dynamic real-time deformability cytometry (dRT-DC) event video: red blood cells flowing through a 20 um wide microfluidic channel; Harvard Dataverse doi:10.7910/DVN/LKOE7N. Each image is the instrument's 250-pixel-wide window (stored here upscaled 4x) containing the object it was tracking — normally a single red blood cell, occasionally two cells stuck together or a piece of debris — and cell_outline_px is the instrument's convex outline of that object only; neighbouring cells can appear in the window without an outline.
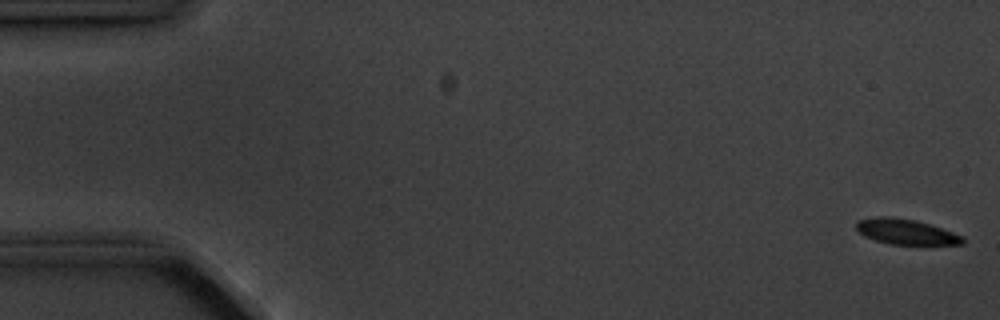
{"species": "common noctule bat (a hibernating species)", "species_latin": "Nyctalus noctula", "temperature_condition": "cold", "stored_images_in_passage": 15, "camera_frame_rate_fps": 3000, "um_per_image_px": 0.085, "animal": {"sex": "male", "body_mass_g": 20.1, "forearm_length_mm": 53.5}, "frame": {"image": 1, "passage_image": 1, "time_ms": 0.0, "image_size_px": [1000, 320], "cell_outline_px": [[964, 244], [888, 244], [864, 236], [856, 228], [856, 224], [860, 220], [876, 216], [892, 216], [916, 220], [964, 236]], "centroid_in_image_um": [76.99, 19.69], "position_along_channel_um": 8.0, "area_um2": 15.55}}
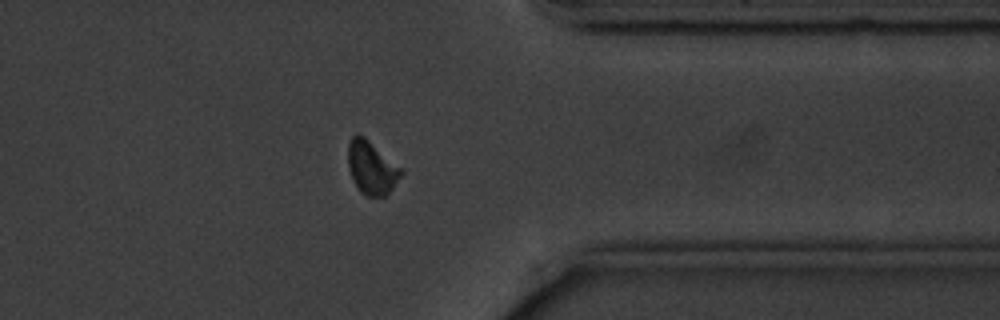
{"frame": {"image": 2, "passage_image": 13, "time_ms": 14.333, "image_size_px": [1000, 320], "cell_outline_px": [[404, 172], [392, 188], [384, 196], [364, 196], [360, 192], [352, 180], [348, 168], [348, 144], [352, 136], [356, 132], [364, 136], [404, 168]], "centroid_in_image_um": [31.59, 14.23], "position_along_channel_um": 379.8, "area_um2": 16.82}}
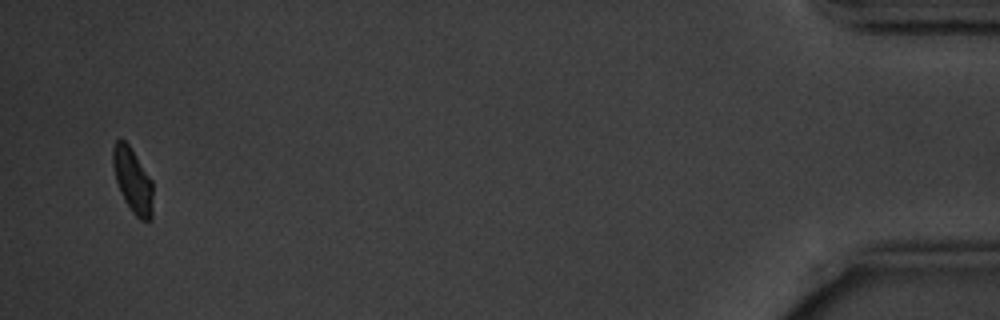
{"frame": {"image": 3, "passage_image": 15, "time_ms": 17.667, "image_size_px": [1000, 320], "cell_outline_px": [[152, 220], [140, 220], [132, 212], [124, 200], [120, 192], [116, 180], [112, 164], [112, 148], [116, 140], [120, 136], [128, 144], [152, 180]], "centroid_in_image_um": [11.26, 15.32], "position_along_channel_um": 423.9, "area_um2": 15.14}, "authors_computed_cell_mechanics": {"area_um2": 16.762, "velocity_mm_per_s": 3.5823, "shape_relaxation_time_tau1_ms": 1.1134, "shape_relaxation_time_tau2_ms": null, "deformation_change_tau1": 0.0745, "deformation_change_tau2": null}}